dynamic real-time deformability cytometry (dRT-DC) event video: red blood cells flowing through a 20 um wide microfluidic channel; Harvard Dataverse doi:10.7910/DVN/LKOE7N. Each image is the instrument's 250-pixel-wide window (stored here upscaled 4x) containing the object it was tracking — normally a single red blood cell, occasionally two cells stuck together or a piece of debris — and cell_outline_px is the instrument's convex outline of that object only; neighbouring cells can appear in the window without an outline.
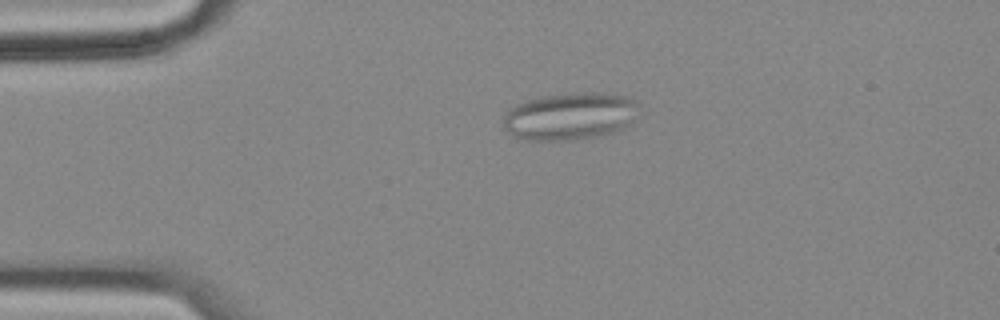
{"species": "common noctule bat (a hibernating species)", "species_latin": "Nyctalus noctula", "temperature_condition": "cold", "stored_images_in_passage": 49, "segment_of_instrument_passage": [1, 2], "camera_frame_rate_fps": 3000, "um_per_image_px": 0.085, "animal": {"sex": "female", "body_mass_g": 18.4}, "frame": {"image": 1, "passage_image": 5, "time_ms": 1.333, "image_size_px": [1000, 320], "cell_outline_px": [[640, 104], [624, 124], [612, 132], [580, 140], [528, 140], [516, 136], [508, 132], [504, 128], [504, 120], [508, 108], [516, 104], [540, 96], [628, 96]], "centroid_in_image_um": [48.31, 9.94], "position_along_channel_um": 36.7, "area_um2": 35.32}}